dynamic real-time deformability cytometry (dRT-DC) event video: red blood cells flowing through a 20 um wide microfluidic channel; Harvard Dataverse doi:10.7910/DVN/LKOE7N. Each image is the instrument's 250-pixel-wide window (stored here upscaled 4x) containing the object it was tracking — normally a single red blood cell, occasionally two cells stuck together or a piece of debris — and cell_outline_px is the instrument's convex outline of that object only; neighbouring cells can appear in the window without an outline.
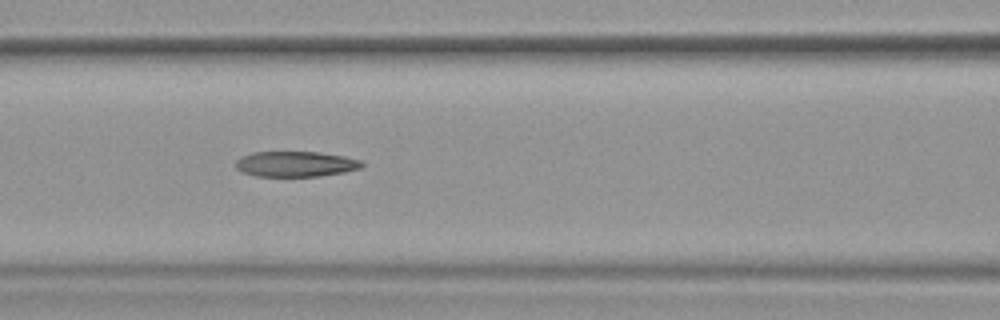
{"species": "common noctule bat (a hibernating species)", "species_latin": "Nyctalus noctula", "temperature_condition": "warm", "stored_images_in_passage": 53, "camera_frame_rate_fps": 3000, "um_per_image_px": 0.085, "animal": {"sex": "female", "body_mass_g": 19.9}, "frame": {"image": 1, "passage_image": 23, "time_ms": 7.333, "image_size_px": [1000, 320], "cell_outline_px": [[364, 164], [360, 168], [344, 172], [320, 176], [256, 176], [244, 172], [236, 168], [236, 160], [240, 156], [252, 152], [320, 152], [344, 156], [360, 160]], "centroid_in_image_um": [25.12, 13.93], "position_along_channel_um": 141.5, "area_um2": 18.67}, "authors_computed_cell_mechanics": {"area_um2": 19.9988, "velocity_mm_per_s": 3.8257, "shape_relaxation_time_tau1_ms": null, "shape_relaxation_time_tau2_ms": 3.4601, "deformation_change_tau1": null, "deformation_change_tau2": 0.1382}}